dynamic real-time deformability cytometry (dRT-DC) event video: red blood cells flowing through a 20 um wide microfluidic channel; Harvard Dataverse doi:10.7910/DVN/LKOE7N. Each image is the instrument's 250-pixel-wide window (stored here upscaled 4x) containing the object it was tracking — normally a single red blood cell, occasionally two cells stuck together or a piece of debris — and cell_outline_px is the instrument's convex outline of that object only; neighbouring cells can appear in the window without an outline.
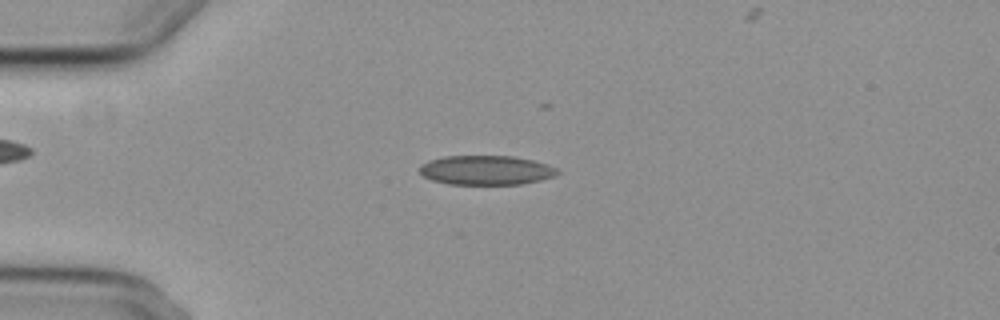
{"species": "common noctule bat (a hibernating species)", "species_latin": "Nyctalus noctula", "temperature_condition": "cold", "stored_images_in_passage": 5, "camera_frame_rate_fps": 3000, "um_per_image_px": 0.085, "animal": {"sex": "female", "body_mass_g": 29.2, "forearm_length_mm": 56.3}, "frame": {"image": 1, "passage_image": 3, "time_ms": 3.667, "image_size_px": [1000, 320], "cell_outline_px": [[560, 172], [556, 176], [540, 180], [520, 184], [448, 184], [432, 180], [424, 176], [420, 172], [420, 164], [428, 160], [444, 156], [512, 156], [532, 160], [548, 164], [560, 168]], "centroid_in_image_um": [41.35, 14.46], "position_along_channel_um": 43.7, "area_um2": 23.76}}
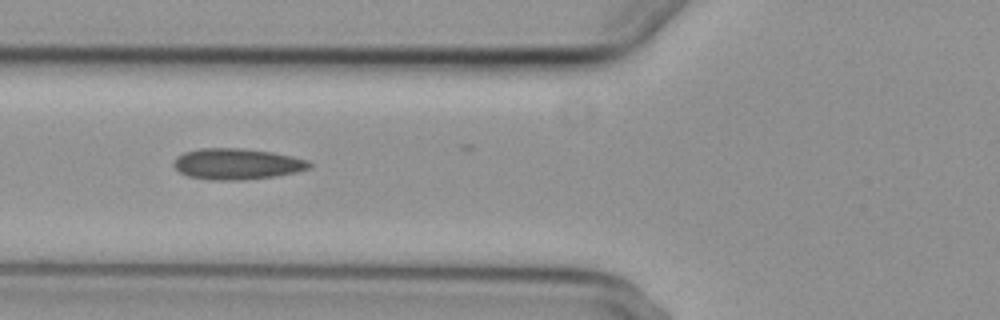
{"frame": {"image": 2, "passage_image": 5, "time_ms": 6.0, "image_size_px": [1000, 320], "cell_outline_px": [[312, 164], [308, 168], [296, 172], [276, 176], [244, 180], [208, 180], [188, 176], [180, 172], [172, 164], [176, 156], [184, 152], [200, 148], [240, 148], [272, 152], [292, 156], [308, 160]], "centroid_in_image_um": [20.11, 13.94], "position_along_channel_um": 105.7, "area_um2": 24.62}}